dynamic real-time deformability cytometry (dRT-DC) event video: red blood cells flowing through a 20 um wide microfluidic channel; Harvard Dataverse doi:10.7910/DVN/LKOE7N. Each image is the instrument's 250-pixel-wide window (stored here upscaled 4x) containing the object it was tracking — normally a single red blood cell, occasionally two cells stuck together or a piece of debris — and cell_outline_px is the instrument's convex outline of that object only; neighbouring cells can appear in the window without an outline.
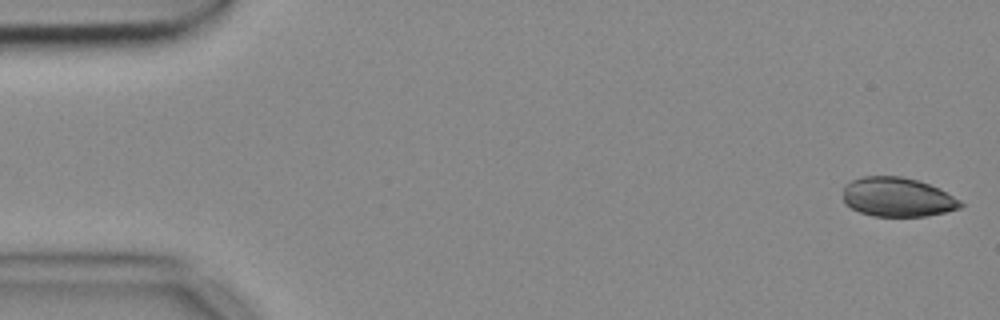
{"species": "common noctule bat (a hibernating species)", "species_latin": "Nyctalus noctula", "temperature_condition": "cold", "stored_images_in_passage": 53, "camera_frame_rate_fps": 3000, "um_per_image_px": 0.085, "animal": {"sex": "female", "body_mass_g": 18.4}, "frame": {"image": 1, "passage_image": 1, "time_ms": 0.0, "image_size_px": [1000, 320], "cell_outline_px": [[964, 204], [960, 208], [944, 212], [924, 216], [872, 216], [860, 212], [844, 204], [844, 184], [852, 180], [864, 176], [900, 176], [916, 180], [940, 188], [960, 200]], "centroid_in_image_um": [76.27, 16.75], "position_along_channel_um": 8.7, "area_um2": 26.82}}
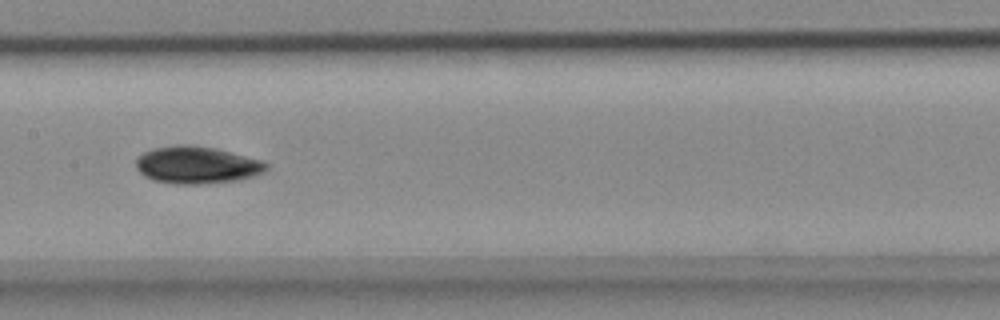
{"frame": {"image": 2, "passage_image": 26, "time_ms": 8.333, "image_size_px": [1000, 320], "cell_outline_px": [[268, 168], [264, 172], [240, 180], [200, 184], [176, 184], [152, 180], [144, 176], [136, 168], [136, 160], [144, 152], [152, 148], [176, 144], [192, 144], [216, 148], [264, 160], [268, 164]], "centroid_in_image_um": [16.75, 14.01], "position_along_channel_um": 190.7, "area_um2": 28.67}}
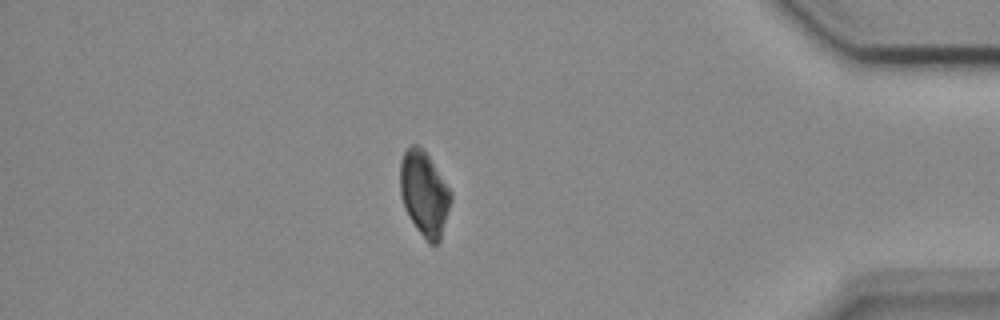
{"frame": {"image": 3, "passage_image": 46, "time_ms": 15.0, "image_size_px": [1000, 320], "cell_outline_px": [[452, 200], [440, 240], [436, 244], [428, 244], [424, 240], [408, 216], [404, 208], [400, 196], [400, 160], [404, 152], [412, 144], [420, 144], [424, 148], [452, 192]], "centroid_in_image_um": [36.05, 16.45], "position_along_channel_um": 399.1, "area_um2": 25.49}, "authors_computed_cell_mechanics": {"area_um2": 27.1082, "velocity_mm_per_s": 3.6998, "shape_relaxation_time_tau1_ms": 2.8435, "shape_relaxation_time_tau2_ms": null, "deformation_change_tau1": 0.0793, "deformation_change_tau2": null}}